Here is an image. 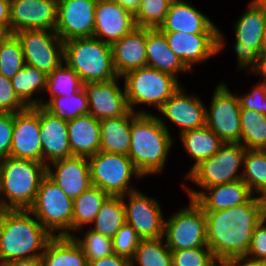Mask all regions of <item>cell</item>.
Instances as JSON below:
<instances>
[{
  "mask_svg": "<svg viewBox=\"0 0 266 266\" xmlns=\"http://www.w3.org/2000/svg\"><path fill=\"white\" fill-rule=\"evenodd\" d=\"M207 246L217 262L246 256L255 227L263 220V198L252 196L246 203L229 209L204 211Z\"/></svg>",
  "mask_w": 266,
  "mask_h": 266,
  "instance_id": "1",
  "label": "cell"
},
{
  "mask_svg": "<svg viewBox=\"0 0 266 266\" xmlns=\"http://www.w3.org/2000/svg\"><path fill=\"white\" fill-rule=\"evenodd\" d=\"M30 214L29 210H0V266L15 260L41 257L53 237Z\"/></svg>",
  "mask_w": 266,
  "mask_h": 266,
  "instance_id": "2",
  "label": "cell"
},
{
  "mask_svg": "<svg viewBox=\"0 0 266 266\" xmlns=\"http://www.w3.org/2000/svg\"><path fill=\"white\" fill-rule=\"evenodd\" d=\"M172 143L161 118L144 111L132 112L128 157L142 177L163 170Z\"/></svg>",
  "mask_w": 266,
  "mask_h": 266,
  "instance_id": "3",
  "label": "cell"
},
{
  "mask_svg": "<svg viewBox=\"0 0 266 266\" xmlns=\"http://www.w3.org/2000/svg\"><path fill=\"white\" fill-rule=\"evenodd\" d=\"M46 166L39 162L11 156L0 160V210H29L32 206Z\"/></svg>",
  "mask_w": 266,
  "mask_h": 266,
  "instance_id": "4",
  "label": "cell"
},
{
  "mask_svg": "<svg viewBox=\"0 0 266 266\" xmlns=\"http://www.w3.org/2000/svg\"><path fill=\"white\" fill-rule=\"evenodd\" d=\"M64 62L78 74L83 83L119 78L113 64L111 44L95 37L65 41Z\"/></svg>",
  "mask_w": 266,
  "mask_h": 266,
  "instance_id": "5",
  "label": "cell"
},
{
  "mask_svg": "<svg viewBox=\"0 0 266 266\" xmlns=\"http://www.w3.org/2000/svg\"><path fill=\"white\" fill-rule=\"evenodd\" d=\"M73 201L45 175L29 211L52 236H72Z\"/></svg>",
  "mask_w": 266,
  "mask_h": 266,
  "instance_id": "6",
  "label": "cell"
},
{
  "mask_svg": "<svg viewBox=\"0 0 266 266\" xmlns=\"http://www.w3.org/2000/svg\"><path fill=\"white\" fill-rule=\"evenodd\" d=\"M123 77L127 103L132 112L135 104L142 103L159 109L180 88L176 77L149 66L132 70Z\"/></svg>",
  "mask_w": 266,
  "mask_h": 266,
  "instance_id": "7",
  "label": "cell"
},
{
  "mask_svg": "<svg viewBox=\"0 0 266 266\" xmlns=\"http://www.w3.org/2000/svg\"><path fill=\"white\" fill-rule=\"evenodd\" d=\"M88 160L92 185L109 196H123L135 191L129 186L131 176L142 177L127 155L99 151Z\"/></svg>",
  "mask_w": 266,
  "mask_h": 266,
  "instance_id": "8",
  "label": "cell"
},
{
  "mask_svg": "<svg viewBox=\"0 0 266 266\" xmlns=\"http://www.w3.org/2000/svg\"><path fill=\"white\" fill-rule=\"evenodd\" d=\"M246 148L241 143H224L220 149L207 160L202 161L186 178L201 188L232 183L241 180L237 174L244 161Z\"/></svg>",
  "mask_w": 266,
  "mask_h": 266,
  "instance_id": "9",
  "label": "cell"
},
{
  "mask_svg": "<svg viewBox=\"0 0 266 266\" xmlns=\"http://www.w3.org/2000/svg\"><path fill=\"white\" fill-rule=\"evenodd\" d=\"M163 237L171 251L208 247L206 219L202 207L191 199L187 208L180 209L165 221Z\"/></svg>",
  "mask_w": 266,
  "mask_h": 266,
  "instance_id": "10",
  "label": "cell"
},
{
  "mask_svg": "<svg viewBox=\"0 0 266 266\" xmlns=\"http://www.w3.org/2000/svg\"><path fill=\"white\" fill-rule=\"evenodd\" d=\"M14 35L20 42L26 64L47 75L64 63V42L54 30L26 29Z\"/></svg>",
  "mask_w": 266,
  "mask_h": 266,
  "instance_id": "11",
  "label": "cell"
},
{
  "mask_svg": "<svg viewBox=\"0 0 266 266\" xmlns=\"http://www.w3.org/2000/svg\"><path fill=\"white\" fill-rule=\"evenodd\" d=\"M265 24V11L256 0H252L235 28L236 43L234 49L240 67H250L251 71L257 66L259 55L263 53Z\"/></svg>",
  "mask_w": 266,
  "mask_h": 266,
  "instance_id": "12",
  "label": "cell"
},
{
  "mask_svg": "<svg viewBox=\"0 0 266 266\" xmlns=\"http://www.w3.org/2000/svg\"><path fill=\"white\" fill-rule=\"evenodd\" d=\"M210 111L206 109L205 125L224 143H241V105L226 84H219L212 96Z\"/></svg>",
  "mask_w": 266,
  "mask_h": 266,
  "instance_id": "13",
  "label": "cell"
},
{
  "mask_svg": "<svg viewBox=\"0 0 266 266\" xmlns=\"http://www.w3.org/2000/svg\"><path fill=\"white\" fill-rule=\"evenodd\" d=\"M98 0H58L56 34L65 42L93 37Z\"/></svg>",
  "mask_w": 266,
  "mask_h": 266,
  "instance_id": "14",
  "label": "cell"
},
{
  "mask_svg": "<svg viewBox=\"0 0 266 266\" xmlns=\"http://www.w3.org/2000/svg\"><path fill=\"white\" fill-rule=\"evenodd\" d=\"M128 205L124 202L126 223L141 239H159L164 234L165 221L158 202L138 190L129 192Z\"/></svg>",
  "mask_w": 266,
  "mask_h": 266,
  "instance_id": "15",
  "label": "cell"
},
{
  "mask_svg": "<svg viewBox=\"0 0 266 266\" xmlns=\"http://www.w3.org/2000/svg\"><path fill=\"white\" fill-rule=\"evenodd\" d=\"M10 156L42 163L40 139V106L14 113Z\"/></svg>",
  "mask_w": 266,
  "mask_h": 266,
  "instance_id": "16",
  "label": "cell"
},
{
  "mask_svg": "<svg viewBox=\"0 0 266 266\" xmlns=\"http://www.w3.org/2000/svg\"><path fill=\"white\" fill-rule=\"evenodd\" d=\"M218 34H188L185 32H163L170 49L179 57L191 71L194 63L209 59L219 52L223 44V37Z\"/></svg>",
  "mask_w": 266,
  "mask_h": 266,
  "instance_id": "17",
  "label": "cell"
},
{
  "mask_svg": "<svg viewBox=\"0 0 266 266\" xmlns=\"http://www.w3.org/2000/svg\"><path fill=\"white\" fill-rule=\"evenodd\" d=\"M57 13L58 0H11L10 29L13 34L26 29L55 31Z\"/></svg>",
  "mask_w": 266,
  "mask_h": 266,
  "instance_id": "18",
  "label": "cell"
},
{
  "mask_svg": "<svg viewBox=\"0 0 266 266\" xmlns=\"http://www.w3.org/2000/svg\"><path fill=\"white\" fill-rule=\"evenodd\" d=\"M83 88L88 99L89 114L98 120L122 117L130 111L125 88L122 92L117 85V78L84 83Z\"/></svg>",
  "mask_w": 266,
  "mask_h": 266,
  "instance_id": "19",
  "label": "cell"
},
{
  "mask_svg": "<svg viewBox=\"0 0 266 266\" xmlns=\"http://www.w3.org/2000/svg\"><path fill=\"white\" fill-rule=\"evenodd\" d=\"M136 27L134 13L112 0H98L93 37L112 44ZM105 37L106 39L102 38Z\"/></svg>",
  "mask_w": 266,
  "mask_h": 266,
  "instance_id": "20",
  "label": "cell"
},
{
  "mask_svg": "<svg viewBox=\"0 0 266 266\" xmlns=\"http://www.w3.org/2000/svg\"><path fill=\"white\" fill-rule=\"evenodd\" d=\"M46 165V175L73 200L92 186L89 160L83 156H71Z\"/></svg>",
  "mask_w": 266,
  "mask_h": 266,
  "instance_id": "21",
  "label": "cell"
},
{
  "mask_svg": "<svg viewBox=\"0 0 266 266\" xmlns=\"http://www.w3.org/2000/svg\"><path fill=\"white\" fill-rule=\"evenodd\" d=\"M112 57L118 77L147 66L146 28L136 26L111 44Z\"/></svg>",
  "mask_w": 266,
  "mask_h": 266,
  "instance_id": "22",
  "label": "cell"
},
{
  "mask_svg": "<svg viewBox=\"0 0 266 266\" xmlns=\"http://www.w3.org/2000/svg\"><path fill=\"white\" fill-rule=\"evenodd\" d=\"M40 139L42 144V163L65 159L72 156L68 138V124L40 107ZM47 162V163H46Z\"/></svg>",
  "mask_w": 266,
  "mask_h": 266,
  "instance_id": "23",
  "label": "cell"
},
{
  "mask_svg": "<svg viewBox=\"0 0 266 266\" xmlns=\"http://www.w3.org/2000/svg\"><path fill=\"white\" fill-rule=\"evenodd\" d=\"M181 87L159 108L181 133L205 126L206 107L196 96H186Z\"/></svg>",
  "mask_w": 266,
  "mask_h": 266,
  "instance_id": "24",
  "label": "cell"
},
{
  "mask_svg": "<svg viewBox=\"0 0 266 266\" xmlns=\"http://www.w3.org/2000/svg\"><path fill=\"white\" fill-rule=\"evenodd\" d=\"M186 189L189 191L190 199H194L204 211H218L239 206L253 196L242 180L203 189L210 192L209 194L202 190L198 192L187 187Z\"/></svg>",
  "mask_w": 266,
  "mask_h": 266,
  "instance_id": "25",
  "label": "cell"
},
{
  "mask_svg": "<svg viewBox=\"0 0 266 266\" xmlns=\"http://www.w3.org/2000/svg\"><path fill=\"white\" fill-rule=\"evenodd\" d=\"M162 32L188 34H218L217 27L200 11L182 0H173L163 24Z\"/></svg>",
  "mask_w": 266,
  "mask_h": 266,
  "instance_id": "26",
  "label": "cell"
},
{
  "mask_svg": "<svg viewBox=\"0 0 266 266\" xmlns=\"http://www.w3.org/2000/svg\"><path fill=\"white\" fill-rule=\"evenodd\" d=\"M72 156L90 157L100 151V120L87 114L67 122Z\"/></svg>",
  "mask_w": 266,
  "mask_h": 266,
  "instance_id": "27",
  "label": "cell"
},
{
  "mask_svg": "<svg viewBox=\"0 0 266 266\" xmlns=\"http://www.w3.org/2000/svg\"><path fill=\"white\" fill-rule=\"evenodd\" d=\"M147 66L177 78L180 71H190L170 49L164 33L159 29L146 28Z\"/></svg>",
  "mask_w": 266,
  "mask_h": 266,
  "instance_id": "28",
  "label": "cell"
},
{
  "mask_svg": "<svg viewBox=\"0 0 266 266\" xmlns=\"http://www.w3.org/2000/svg\"><path fill=\"white\" fill-rule=\"evenodd\" d=\"M132 111L118 118L100 120V151L127 155L131 142Z\"/></svg>",
  "mask_w": 266,
  "mask_h": 266,
  "instance_id": "29",
  "label": "cell"
},
{
  "mask_svg": "<svg viewBox=\"0 0 266 266\" xmlns=\"http://www.w3.org/2000/svg\"><path fill=\"white\" fill-rule=\"evenodd\" d=\"M44 266H87L80 245L72 236H53L41 256Z\"/></svg>",
  "mask_w": 266,
  "mask_h": 266,
  "instance_id": "30",
  "label": "cell"
},
{
  "mask_svg": "<svg viewBox=\"0 0 266 266\" xmlns=\"http://www.w3.org/2000/svg\"><path fill=\"white\" fill-rule=\"evenodd\" d=\"M182 143L195 163L189 173L202 161L213 156L224 142L206 125L183 132L181 134Z\"/></svg>",
  "mask_w": 266,
  "mask_h": 266,
  "instance_id": "31",
  "label": "cell"
},
{
  "mask_svg": "<svg viewBox=\"0 0 266 266\" xmlns=\"http://www.w3.org/2000/svg\"><path fill=\"white\" fill-rule=\"evenodd\" d=\"M123 196H108L102 203L91 228L96 233L113 238L117 231L126 223Z\"/></svg>",
  "mask_w": 266,
  "mask_h": 266,
  "instance_id": "32",
  "label": "cell"
},
{
  "mask_svg": "<svg viewBox=\"0 0 266 266\" xmlns=\"http://www.w3.org/2000/svg\"><path fill=\"white\" fill-rule=\"evenodd\" d=\"M109 195L92 185L73 201L72 231L93 223L102 203Z\"/></svg>",
  "mask_w": 266,
  "mask_h": 266,
  "instance_id": "33",
  "label": "cell"
},
{
  "mask_svg": "<svg viewBox=\"0 0 266 266\" xmlns=\"http://www.w3.org/2000/svg\"><path fill=\"white\" fill-rule=\"evenodd\" d=\"M47 75L36 67L25 64V66L11 79L13 88L18 97L28 106H40V99H31L36 91L46 89Z\"/></svg>",
  "mask_w": 266,
  "mask_h": 266,
  "instance_id": "34",
  "label": "cell"
},
{
  "mask_svg": "<svg viewBox=\"0 0 266 266\" xmlns=\"http://www.w3.org/2000/svg\"><path fill=\"white\" fill-rule=\"evenodd\" d=\"M40 107L67 122L89 114L88 99L84 88L73 95L54 97L48 102L41 100Z\"/></svg>",
  "mask_w": 266,
  "mask_h": 266,
  "instance_id": "35",
  "label": "cell"
},
{
  "mask_svg": "<svg viewBox=\"0 0 266 266\" xmlns=\"http://www.w3.org/2000/svg\"><path fill=\"white\" fill-rule=\"evenodd\" d=\"M243 164L241 180L252 194L257 192L266 197V150L246 149Z\"/></svg>",
  "mask_w": 266,
  "mask_h": 266,
  "instance_id": "36",
  "label": "cell"
},
{
  "mask_svg": "<svg viewBox=\"0 0 266 266\" xmlns=\"http://www.w3.org/2000/svg\"><path fill=\"white\" fill-rule=\"evenodd\" d=\"M241 141L246 149L266 150V116L255 110L241 109Z\"/></svg>",
  "mask_w": 266,
  "mask_h": 266,
  "instance_id": "37",
  "label": "cell"
},
{
  "mask_svg": "<svg viewBox=\"0 0 266 266\" xmlns=\"http://www.w3.org/2000/svg\"><path fill=\"white\" fill-rule=\"evenodd\" d=\"M164 237L159 239H141L138 247L130 259L131 266L137 261L139 266H173L172 252L166 243H162Z\"/></svg>",
  "mask_w": 266,
  "mask_h": 266,
  "instance_id": "38",
  "label": "cell"
},
{
  "mask_svg": "<svg viewBox=\"0 0 266 266\" xmlns=\"http://www.w3.org/2000/svg\"><path fill=\"white\" fill-rule=\"evenodd\" d=\"M84 83L78 74L66 63H61L51 73L47 74L46 89L51 98L73 95L83 89Z\"/></svg>",
  "mask_w": 266,
  "mask_h": 266,
  "instance_id": "39",
  "label": "cell"
},
{
  "mask_svg": "<svg viewBox=\"0 0 266 266\" xmlns=\"http://www.w3.org/2000/svg\"><path fill=\"white\" fill-rule=\"evenodd\" d=\"M173 0H141L134 13L135 23L138 27L149 29L159 28L168 13Z\"/></svg>",
  "mask_w": 266,
  "mask_h": 266,
  "instance_id": "40",
  "label": "cell"
},
{
  "mask_svg": "<svg viewBox=\"0 0 266 266\" xmlns=\"http://www.w3.org/2000/svg\"><path fill=\"white\" fill-rule=\"evenodd\" d=\"M25 64L20 42L12 34L7 40L0 43V74L12 79Z\"/></svg>",
  "mask_w": 266,
  "mask_h": 266,
  "instance_id": "41",
  "label": "cell"
},
{
  "mask_svg": "<svg viewBox=\"0 0 266 266\" xmlns=\"http://www.w3.org/2000/svg\"><path fill=\"white\" fill-rule=\"evenodd\" d=\"M72 237L82 248L87 262L113 254L112 238L96 233L91 229L87 231L83 240L74 235Z\"/></svg>",
  "mask_w": 266,
  "mask_h": 266,
  "instance_id": "42",
  "label": "cell"
},
{
  "mask_svg": "<svg viewBox=\"0 0 266 266\" xmlns=\"http://www.w3.org/2000/svg\"><path fill=\"white\" fill-rule=\"evenodd\" d=\"M173 266H216L217 259L209 247L171 251Z\"/></svg>",
  "mask_w": 266,
  "mask_h": 266,
  "instance_id": "43",
  "label": "cell"
},
{
  "mask_svg": "<svg viewBox=\"0 0 266 266\" xmlns=\"http://www.w3.org/2000/svg\"><path fill=\"white\" fill-rule=\"evenodd\" d=\"M140 240L136 230L125 223L112 238L113 253L131 259Z\"/></svg>",
  "mask_w": 266,
  "mask_h": 266,
  "instance_id": "44",
  "label": "cell"
},
{
  "mask_svg": "<svg viewBox=\"0 0 266 266\" xmlns=\"http://www.w3.org/2000/svg\"><path fill=\"white\" fill-rule=\"evenodd\" d=\"M27 108L16 94L11 79L0 74V113H17Z\"/></svg>",
  "mask_w": 266,
  "mask_h": 266,
  "instance_id": "45",
  "label": "cell"
},
{
  "mask_svg": "<svg viewBox=\"0 0 266 266\" xmlns=\"http://www.w3.org/2000/svg\"><path fill=\"white\" fill-rule=\"evenodd\" d=\"M14 113H0V160L10 156Z\"/></svg>",
  "mask_w": 266,
  "mask_h": 266,
  "instance_id": "46",
  "label": "cell"
},
{
  "mask_svg": "<svg viewBox=\"0 0 266 266\" xmlns=\"http://www.w3.org/2000/svg\"><path fill=\"white\" fill-rule=\"evenodd\" d=\"M266 219H263L254 229L251 245L247 257L251 255L254 260L266 261Z\"/></svg>",
  "mask_w": 266,
  "mask_h": 266,
  "instance_id": "47",
  "label": "cell"
},
{
  "mask_svg": "<svg viewBox=\"0 0 266 266\" xmlns=\"http://www.w3.org/2000/svg\"><path fill=\"white\" fill-rule=\"evenodd\" d=\"M265 83L263 81L252 89L251 93L240 96L239 101L241 109L255 110L264 115L265 102Z\"/></svg>",
  "mask_w": 266,
  "mask_h": 266,
  "instance_id": "48",
  "label": "cell"
},
{
  "mask_svg": "<svg viewBox=\"0 0 266 266\" xmlns=\"http://www.w3.org/2000/svg\"><path fill=\"white\" fill-rule=\"evenodd\" d=\"M87 266H131V261L126 257L113 253L112 255L89 261Z\"/></svg>",
  "mask_w": 266,
  "mask_h": 266,
  "instance_id": "49",
  "label": "cell"
},
{
  "mask_svg": "<svg viewBox=\"0 0 266 266\" xmlns=\"http://www.w3.org/2000/svg\"><path fill=\"white\" fill-rule=\"evenodd\" d=\"M220 263L223 266H266V261L254 260L250 256L234 257Z\"/></svg>",
  "mask_w": 266,
  "mask_h": 266,
  "instance_id": "50",
  "label": "cell"
},
{
  "mask_svg": "<svg viewBox=\"0 0 266 266\" xmlns=\"http://www.w3.org/2000/svg\"><path fill=\"white\" fill-rule=\"evenodd\" d=\"M1 266H44V263L42 258L38 257V258L15 260L3 264Z\"/></svg>",
  "mask_w": 266,
  "mask_h": 266,
  "instance_id": "51",
  "label": "cell"
},
{
  "mask_svg": "<svg viewBox=\"0 0 266 266\" xmlns=\"http://www.w3.org/2000/svg\"><path fill=\"white\" fill-rule=\"evenodd\" d=\"M11 0H0V23L10 24Z\"/></svg>",
  "mask_w": 266,
  "mask_h": 266,
  "instance_id": "52",
  "label": "cell"
},
{
  "mask_svg": "<svg viewBox=\"0 0 266 266\" xmlns=\"http://www.w3.org/2000/svg\"><path fill=\"white\" fill-rule=\"evenodd\" d=\"M253 71L265 77L263 83L266 84V52H263L259 55L258 64Z\"/></svg>",
  "mask_w": 266,
  "mask_h": 266,
  "instance_id": "53",
  "label": "cell"
},
{
  "mask_svg": "<svg viewBox=\"0 0 266 266\" xmlns=\"http://www.w3.org/2000/svg\"><path fill=\"white\" fill-rule=\"evenodd\" d=\"M113 2H116L123 8L135 13L138 9L141 0H112Z\"/></svg>",
  "mask_w": 266,
  "mask_h": 266,
  "instance_id": "54",
  "label": "cell"
},
{
  "mask_svg": "<svg viewBox=\"0 0 266 266\" xmlns=\"http://www.w3.org/2000/svg\"><path fill=\"white\" fill-rule=\"evenodd\" d=\"M12 34L10 24L0 23V43L7 40Z\"/></svg>",
  "mask_w": 266,
  "mask_h": 266,
  "instance_id": "55",
  "label": "cell"
},
{
  "mask_svg": "<svg viewBox=\"0 0 266 266\" xmlns=\"http://www.w3.org/2000/svg\"><path fill=\"white\" fill-rule=\"evenodd\" d=\"M256 2L262 7L266 13V0H256Z\"/></svg>",
  "mask_w": 266,
  "mask_h": 266,
  "instance_id": "56",
  "label": "cell"
},
{
  "mask_svg": "<svg viewBox=\"0 0 266 266\" xmlns=\"http://www.w3.org/2000/svg\"><path fill=\"white\" fill-rule=\"evenodd\" d=\"M263 52H266V24H265V32H264Z\"/></svg>",
  "mask_w": 266,
  "mask_h": 266,
  "instance_id": "57",
  "label": "cell"
},
{
  "mask_svg": "<svg viewBox=\"0 0 266 266\" xmlns=\"http://www.w3.org/2000/svg\"><path fill=\"white\" fill-rule=\"evenodd\" d=\"M263 202H264V217L266 219V197L263 198Z\"/></svg>",
  "mask_w": 266,
  "mask_h": 266,
  "instance_id": "58",
  "label": "cell"
},
{
  "mask_svg": "<svg viewBox=\"0 0 266 266\" xmlns=\"http://www.w3.org/2000/svg\"><path fill=\"white\" fill-rule=\"evenodd\" d=\"M265 102H266V84H265ZM264 115L266 116V103L264 104Z\"/></svg>",
  "mask_w": 266,
  "mask_h": 266,
  "instance_id": "59",
  "label": "cell"
}]
</instances>
